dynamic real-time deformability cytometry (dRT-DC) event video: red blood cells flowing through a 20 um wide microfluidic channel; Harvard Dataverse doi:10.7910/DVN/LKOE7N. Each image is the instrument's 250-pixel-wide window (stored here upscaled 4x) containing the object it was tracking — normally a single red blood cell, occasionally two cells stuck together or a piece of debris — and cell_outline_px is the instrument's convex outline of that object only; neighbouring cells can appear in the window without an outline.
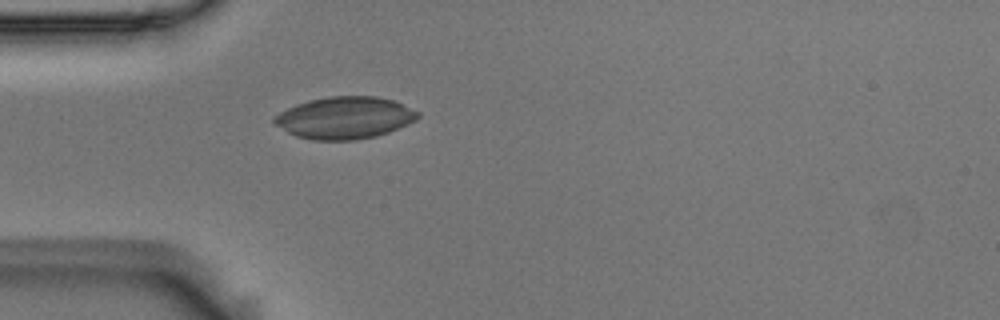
{"species": "Egyptian fruit bat (a non-hibernating species)", "species_latin": "Rousettus aegyptiacus", "temperature_condition": "room temperature", "stored_images_in_passage": 1, "camera_frame_rate_fps": 3000, "um_per_image_px": 0.085, "animal": {"sex": "male"}, "frame": {"image": 1, "passage_image": 1, "time_ms": 0.0, "image_size_px": [1000, 320], "cell_outline_px": [[420, 116], [416, 120], [408, 124], [388, 132], [376, 136], [356, 140], [312, 140], [296, 136], [272, 124], [272, 120], [280, 112], [296, 104], [308, 100], [328, 96], [376, 96], [392, 100], [420, 112]], "centroid_in_image_um": [29.29, 10.01], "position_along_channel_um": 55.7, "area_um2": 35.26}}